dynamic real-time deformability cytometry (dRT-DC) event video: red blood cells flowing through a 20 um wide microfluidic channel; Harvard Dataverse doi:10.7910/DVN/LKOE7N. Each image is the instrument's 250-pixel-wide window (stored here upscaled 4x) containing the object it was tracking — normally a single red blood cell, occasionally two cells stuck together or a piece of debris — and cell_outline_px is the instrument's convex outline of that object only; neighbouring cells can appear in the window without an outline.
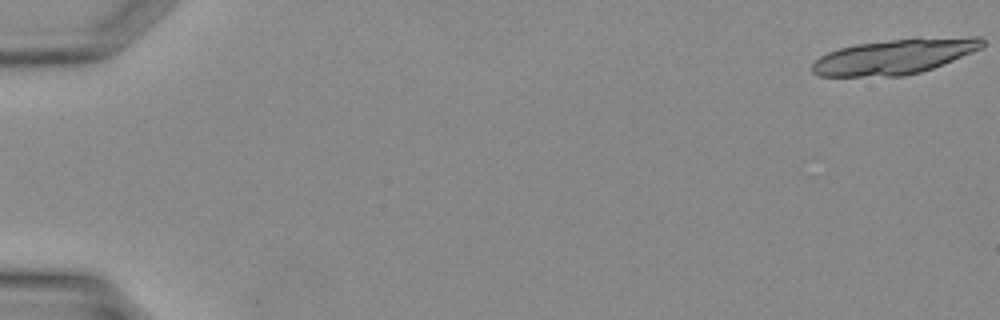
{"species": "Egyptian fruit bat (a non-hibernating species)", "species_latin": "Rousettus aegyptiacus", "temperature_condition": "warm", "stored_images_in_passage": 15, "camera_frame_rate_fps": 3000, "um_per_image_px": 0.085, "animal": {"sex": "female"}, "frame": {"image": 1, "passage_image": 1, "time_ms": 0.0, "image_size_px": [1000, 320], "cell_outline_px": [[984, 44], [980, 48], [972, 52], [944, 64], [920, 72], [904, 76], [820, 76], [812, 72], [812, 64], [820, 56], [828, 52], [840, 48], [856, 44], [892, 40], [972, 36], [980, 36], [984, 40]], "centroid_in_image_um": [76.04, 4.82], "position_along_channel_um": 9.0, "area_um2": 34.39}}